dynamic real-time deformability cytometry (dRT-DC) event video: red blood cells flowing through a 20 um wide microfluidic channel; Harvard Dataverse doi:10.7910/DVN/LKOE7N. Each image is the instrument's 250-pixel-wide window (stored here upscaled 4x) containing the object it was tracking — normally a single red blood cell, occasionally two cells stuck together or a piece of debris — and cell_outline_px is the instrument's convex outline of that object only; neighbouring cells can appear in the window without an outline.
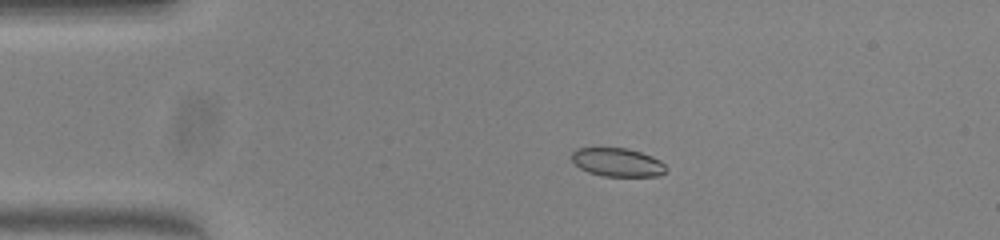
{"species": "common noctule bat (a hibernating species)", "species_latin": "Nyctalus noctula", "temperature_condition": "warm", "stored_images_in_passage": 52, "camera_frame_rate_fps": 3000, "um_per_image_px": 0.085, "animal": {"sex": "female", "body_mass_g": 23.0, "forearm_length_mm": 53.4}, "frame": {"image": 1, "passage_image": 11, "time_ms": 3.333, "image_size_px": [1000, 240], "cell_outline_px": [[668, 168], [664, 172], [656, 176], [604, 176], [588, 172], [580, 168], [572, 160], [572, 152], [576, 148], [628, 148], [652, 156], [660, 160]], "centroid_in_image_um": [52.49, 13.79], "position_along_channel_um": 32.5, "area_um2": 15.61}}
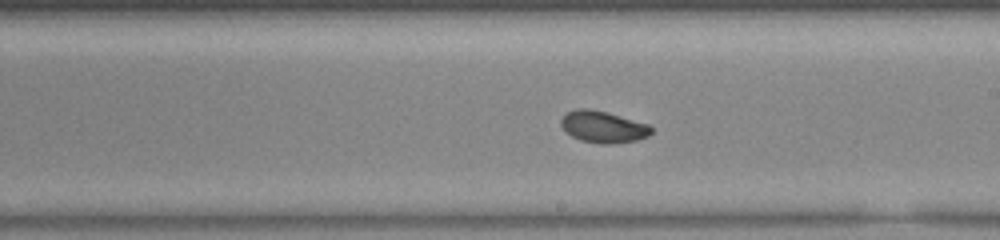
{"frame": {"image": 2, "passage_image": 30, "time_ms": 9.667, "image_size_px": [1000, 240], "cell_outline_px": [[652, 132], [648, 136], [636, 140], [612, 144], [600, 144], [580, 140], [572, 136], [560, 124], [560, 120], [568, 112], [580, 108], [588, 108], [608, 112], [648, 124], [652, 128]], "centroid_in_image_um": [51.28, 10.78], "position_along_channel_um": 237.7, "area_um2": 16.59}}
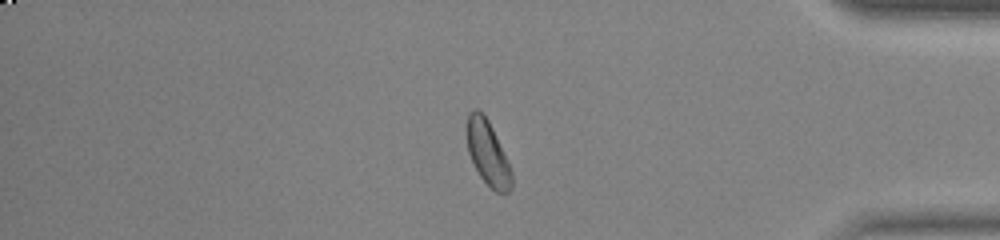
{"frame": {"image": 3, "passage_image": 44, "time_ms": 14.333, "image_size_px": [1000, 240], "cell_outline_px": [[512, 188], [508, 192], [496, 192], [480, 176], [468, 152], [464, 128], [468, 112], [476, 108], [488, 120], [492, 128], [512, 172]], "centroid_in_image_um": [41.41, 12.97], "position_along_channel_um": 393.8, "area_um2": 16.7}, "authors_computed_cell_mechanics": {"area_um2": 16.5597, "velocity_mm_per_s": 3.9749, "shape_relaxation_time_tau1_ms": 4.4417, "shape_relaxation_time_tau2_ms": null, "deformation_change_tau1": 0.1065, "deformation_change_tau2": null}}